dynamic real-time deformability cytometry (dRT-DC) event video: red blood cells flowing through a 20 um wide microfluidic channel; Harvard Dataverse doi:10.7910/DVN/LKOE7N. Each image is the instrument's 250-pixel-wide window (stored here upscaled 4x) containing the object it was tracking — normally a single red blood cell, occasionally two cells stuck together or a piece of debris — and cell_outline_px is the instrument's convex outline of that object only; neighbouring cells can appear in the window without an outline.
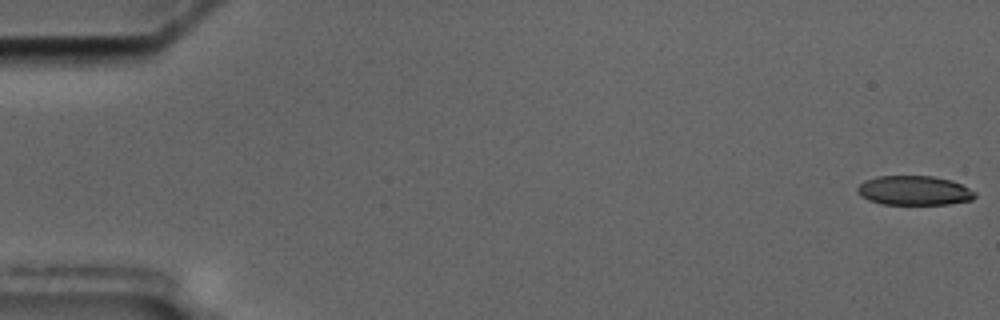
{"species": "common noctule bat (a hibernating species)", "species_latin": "Nyctalus noctula", "temperature_condition": "cold", "stored_images_in_passage": 13, "camera_frame_rate_fps": 3000, "um_per_image_px": 0.085, "animal": {"sex": "male", "body_mass_g": 17.5, "forearm_length_mm": 52.3}, "frame": {"image": 1, "passage_image": 1, "time_ms": 0.0, "image_size_px": [1000, 320], "cell_outline_px": [[976, 196], [972, 200], [948, 204], [880, 204], [868, 200], [860, 196], [856, 192], [856, 188], [864, 180], [876, 176], [932, 176], [952, 180], [976, 192]], "centroid_in_image_um": [77.67, 16.19], "position_along_channel_um": 7.3, "area_um2": 20.29}}
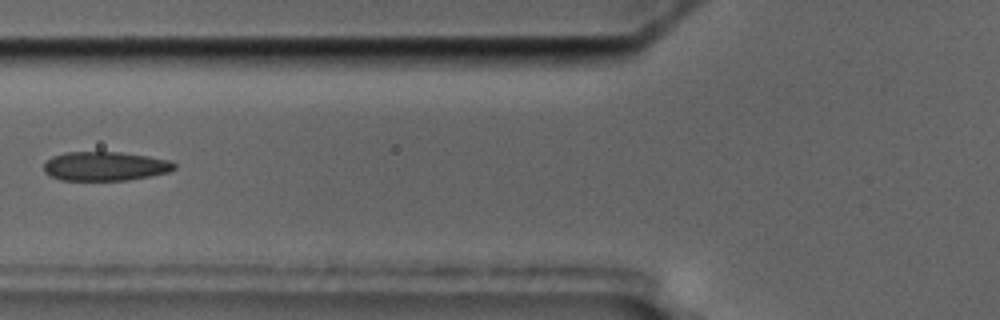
{"frame": {"image": 2, "passage_image": 4, "time_ms": 7.333, "image_size_px": [1000, 320], "cell_outline_px": [[176, 168], [168, 172], [128, 180], [60, 180], [44, 172], [44, 164], [52, 156], [64, 152], [120, 152], [148, 156], [168, 160], [176, 164]], "centroid_in_image_um": [8.92, 14.12], "position_along_channel_um": 116.9, "area_um2": 22.02}}
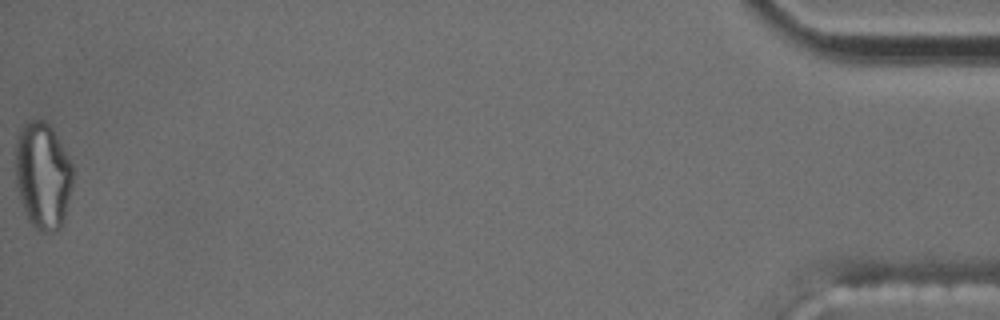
{"frame": {"image": 3, "passage_image": 13, "time_ms": 19.0, "image_size_px": [1000, 320], "cell_outline_px": [[72, 184], [64, 224], [56, 232], [40, 232], [28, 220], [24, 212], [20, 200], [16, 184], [16, 140], [20, 128], [28, 120], [44, 120], [52, 128], [72, 164]], "centroid_in_image_um": [3.63, 14.96], "position_along_channel_um": 431.6, "area_um2": 35.95}, "authors_computed_cell_mechanics": {"area_um2": 22.4264, "velocity_mm_per_s": 3.5212, "shape_relaxation_time_tau1_ms": 10.0993, "shape_relaxation_time_tau2_ms": 3.1748, "deformation_change_tau1": 0.1983, "deformation_change_tau2": 0.069}}